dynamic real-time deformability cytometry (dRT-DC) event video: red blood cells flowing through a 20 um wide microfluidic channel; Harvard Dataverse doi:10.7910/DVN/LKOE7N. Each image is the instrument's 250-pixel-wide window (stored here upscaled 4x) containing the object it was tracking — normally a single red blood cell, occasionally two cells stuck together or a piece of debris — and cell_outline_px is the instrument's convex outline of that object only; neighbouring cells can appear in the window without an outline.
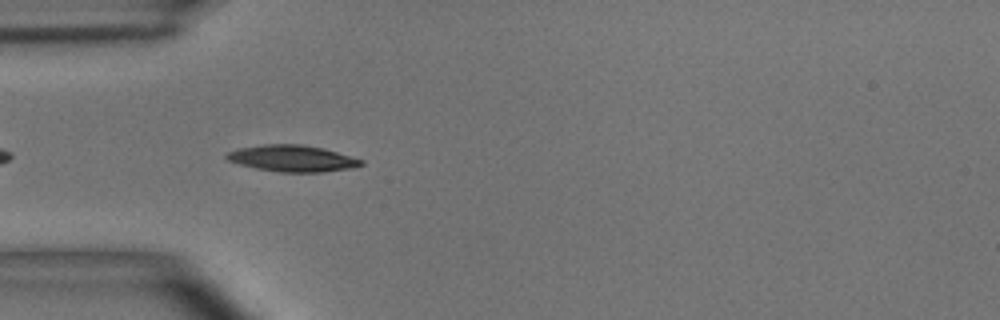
{"species": "common noctule bat (a hibernating species)", "species_latin": "Nyctalus noctula", "temperature_condition": "room temperature", "stored_images_in_passage": 7, "camera_frame_rate_fps": 3000, "um_per_image_px": 0.085, "animal": {"sex": "male", "body_mass_g": 15.6}, "frame": {"image": 1, "passage_image": 4, "time_ms": 1.0, "image_size_px": [1000, 320], "cell_outline_px": [[364, 164], [352, 168], [324, 172], [280, 172], [256, 168], [240, 164], [228, 160], [224, 156], [228, 152], [240, 148], [264, 144], [300, 144], [324, 148], [364, 160]], "centroid_in_image_um": [24.88, 13.46], "position_along_channel_um": 60.1, "area_um2": 20.69}}